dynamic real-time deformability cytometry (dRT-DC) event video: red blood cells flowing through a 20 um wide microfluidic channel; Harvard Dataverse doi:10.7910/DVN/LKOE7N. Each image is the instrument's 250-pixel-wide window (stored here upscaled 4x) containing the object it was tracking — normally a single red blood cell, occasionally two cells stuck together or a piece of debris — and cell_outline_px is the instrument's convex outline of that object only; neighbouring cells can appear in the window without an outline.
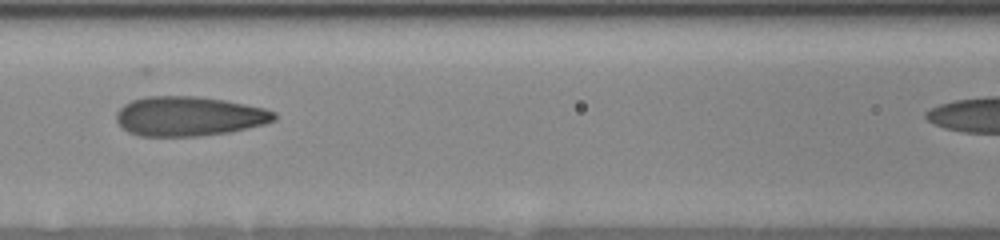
{"species": "human", "species_latin": "Homo sapiens", "temperature_condition": "room temperature", "stored_images_in_passage": 5, "segment_of_instrument_passage": [1, 2], "camera_frame_rate_fps": 3000, "um_per_image_px": 0.085, "donor": {"sex": "female"}, "frame": {"image": 1, "passage_image": 3, "time_ms": 2.0, "image_size_px": [1000, 240], "cell_outline_px": [[276, 120], [264, 124], [232, 132], [200, 136], [140, 136], [128, 132], [116, 120], [116, 112], [124, 104], [132, 100], [148, 96], [196, 96], [224, 100], [264, 108], [276, 112]], "centroid_in_image_um": [16.07, 9.88], "position_along_channel_um": 150.5, "area_um2": 36.47}}